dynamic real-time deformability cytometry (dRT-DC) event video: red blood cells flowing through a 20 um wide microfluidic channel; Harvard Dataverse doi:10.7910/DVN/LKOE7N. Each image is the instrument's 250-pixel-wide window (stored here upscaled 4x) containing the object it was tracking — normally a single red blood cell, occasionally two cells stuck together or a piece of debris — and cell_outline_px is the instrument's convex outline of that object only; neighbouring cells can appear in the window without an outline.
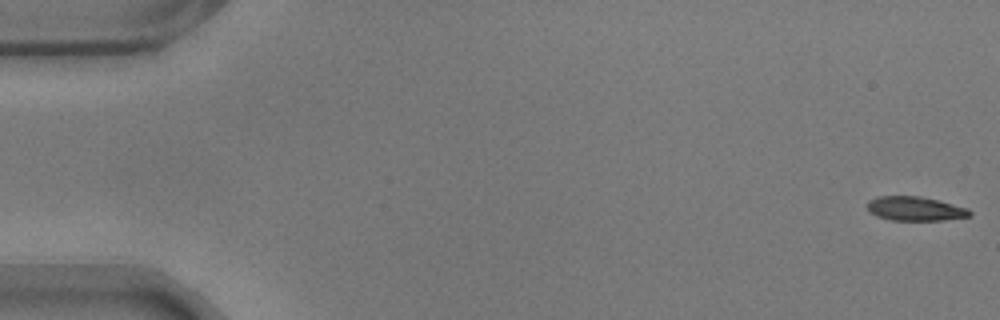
{"species": "common noctule bat (a hibernating species)", "species_latin": "Nyctalus noctula", "temperature_condition": "warm", "stored_images_in_passage": 57, "camera_frame_rate_fps": 3000, "um_per_image_px": 0.085, "animal": {"sex": "male", "body_mass_g": 17.9}, "frame": {"image": 1, "passage_image": 1, "time_ms": 0.0, "image_size_px": [1000, 320], "cell_outline_px": [[972, 216], [944, 220], [892, 220], [876, 216], [868, 208], [868, 200], [880, 196], [920, 196], [968, 208], [972, 212]], "centroid_in_image_um": [77.82, 17.74], "position_along_channel_um": 7.2, "area_um2": 14.28}}
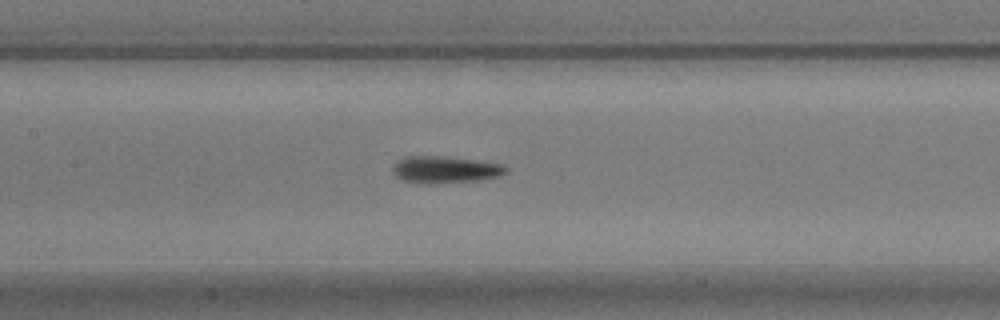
{"frame": {"image": 2, "passage_image": 27, "time_ms": 8.667, "image_size_px": [1000, 320], "cell_outline_px": [[508, 172], [500, 176], [480, 180], [428, 184], [416, 184], [400, 180], [392, 172], [392, 164], [396, 160], [408, 156], [436, 156], [472, 160], [504, 164], [508, 168]], "centroid_in_image_um": [37.78, 14.44], "position_along_channel_um": 169.6, "area_um2": 18.03}}
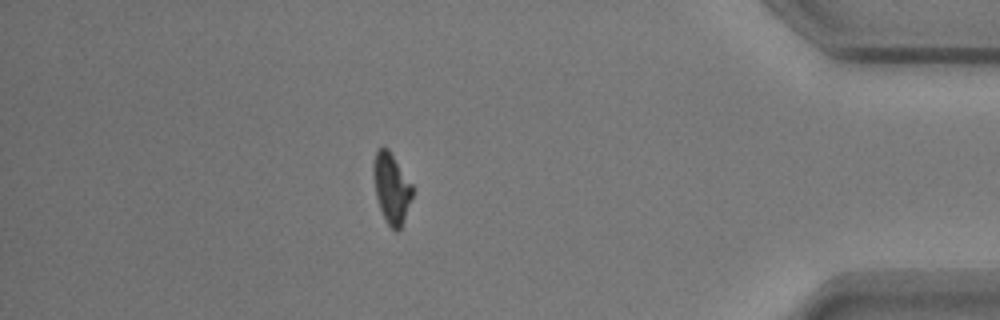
{"frame": {"image": 3, "passage_image": 50, "time_ms": 16.333, "image_size_px": [1000, 320], "cell_outline_px": [[412, 196], [400, 228], [396, 232], [384, 220], [376, 196], [372, 172], [372, 164], [376, 152], [384, 144], [388, 148], [412, 184]], "centroid_in_image_um": [33.24, 15.95], "position_along_channel_um": 402.0, "area_um2": 15.84}, "authors_computed_cell_mechanics": {"area_um2": 16.4152, "velocity_mm_per_s": 3.5597, "shape_relaxation_time_tau1_ms": 7.0837, "shape_relaxation_time_tau2_ms": 3.6934, "deformation_change_tau1": 0.1991, "deformation_change_tau2": 0.1261}}